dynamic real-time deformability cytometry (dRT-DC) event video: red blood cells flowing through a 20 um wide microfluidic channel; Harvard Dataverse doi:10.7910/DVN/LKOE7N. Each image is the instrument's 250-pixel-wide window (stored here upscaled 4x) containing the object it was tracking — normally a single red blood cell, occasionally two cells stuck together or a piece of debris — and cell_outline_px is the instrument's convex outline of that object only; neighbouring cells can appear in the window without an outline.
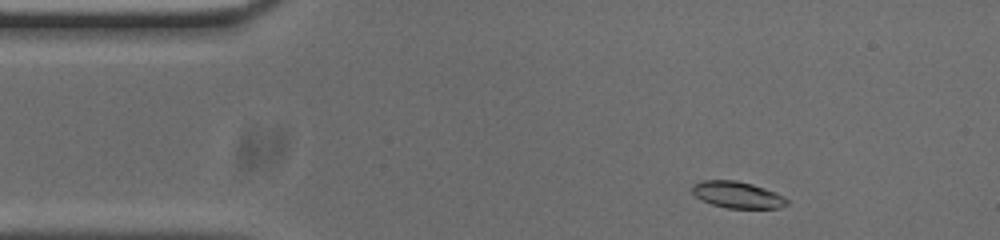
{"species": "common noctule bat (a hibernating species)", "species_latin": "Nyctalus noctula", "temperature_condition": "cold", "stored_images_in_passage": 47, "camera_frame_rate_fps": 3000, "um_per_image_px": 0.085, "animal": {"sex": "male", "body_mass_g": 20.0, "forearm_length_mm": 53.3}, "frame": {"image": 1, "passage_image": 2, "time_ms": 0.333, "image_size_px": [1000, 240], "cell_outline_px": [[788, 204], [780, 208], [728, 208], [712, 204], [696, 196], [692, 192], [692, 184], [700, 180], [736, 180], [752, 184], [776, 192], [784, 196], [788, 200]], "centroid_in_image_um": [62.69, 16.55], "position_along_channel_um": 22.3, "area_um2": 14.68}}
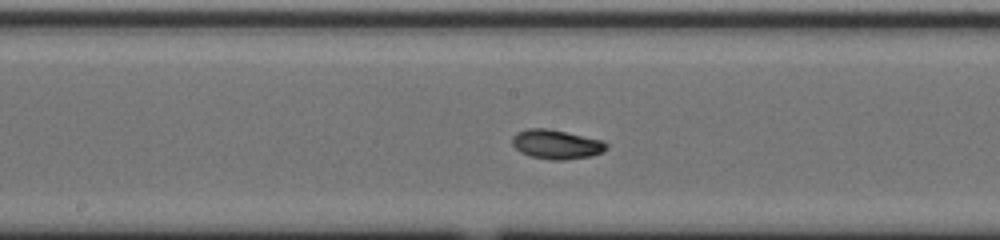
{"frame": {"image": 2, "passage_image": 21, "time_ms": 6.667, "image_size_px": [1000, 240], "cell_outline_px": [[608, 148], [592, 156], [564, 160], [552, 160], [532, 156], [520, 152], [512, 144], [512, 136], [516, 132], [528, 128], [548, 128], [604, 140], [608, 144]], "centroid_in_image_um": [47.3, 12.26], "position_along_channel_um": 200.9, "area_um2": 16.18}}
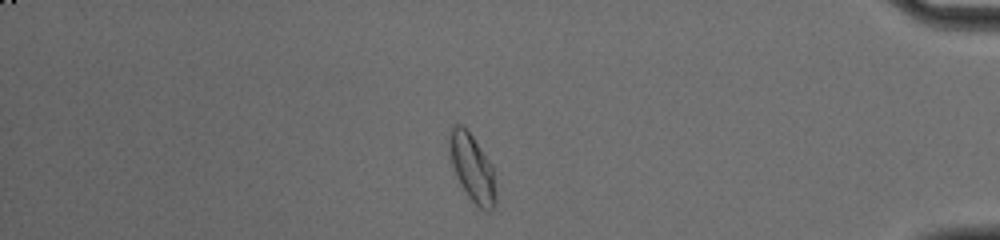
{"frame": {"image": 3, "passage_image": 40, "time_ms": 13.0, "image_size_px": [1000, 240], "cell_outline_px": [[496, 200], [492, 208], [488, 212], [484, 212], [468, 196], [456, 176], [452, 164], [448, 148], [448, 140], [452, 128], [456, 124], [460, 124], [472, 136], [492, 164], [496, 192]], "centroid_in_image_um": [40.14, 14.29], "position_along_channel_um": 395.1, "area_um2": 18.03}, "authors_computed_cell_mechanics": {"area_um2": 15.8372, "velocity_mm_per_s": 3.7412, "shape_relaxation_time_tau1_ms": 2.3255, "shape_relaxation_time_tau2_ms": 8.618, "deformation_change_tau1": 0.1058, "deformation_change_tau2": 0.1043}}